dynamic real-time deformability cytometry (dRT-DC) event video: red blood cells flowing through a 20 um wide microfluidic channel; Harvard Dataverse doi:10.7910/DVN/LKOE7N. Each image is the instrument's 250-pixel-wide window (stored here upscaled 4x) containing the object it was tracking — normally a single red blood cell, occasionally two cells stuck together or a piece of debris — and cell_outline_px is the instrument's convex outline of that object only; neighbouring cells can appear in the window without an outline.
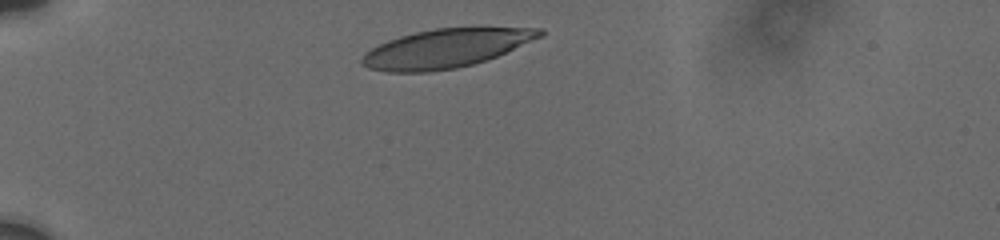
{"species": "human", "species_latin": "Homo sapiens", "temperature_condition": "cold", "stored_images_in_passage": 45, "camera_frame_rate_fps": 3000, "um_per_image_px": 0.085, "donor": {"sex": "male"}, "frame": {"image": 1, "passage_image": 1, "time_ms": 0.0, "image_size_px": [1000, 240], "cell_outline_px": [[544, 36], [496, 56], [472, 64], [456, 68], [428, 72], [388, 72], [368, 68], [360, 60], [372, 48], [388, 40], [400, 36], [416, 32], [436, 28], [544, 28]], "centroid_in_image_um": [37.92, 4.11], "position_along_channel_um": 47.1, "area_um2": 39.59}}
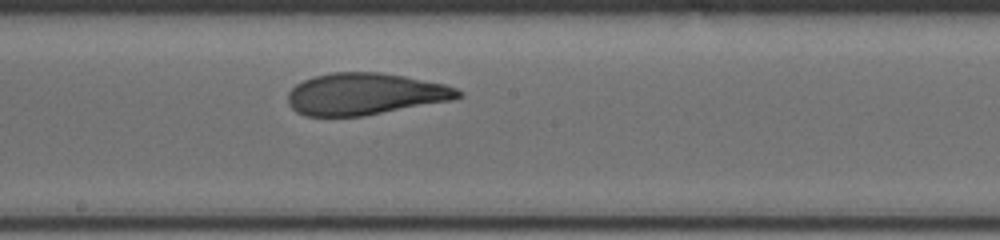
{"frame": {"image": 2, "passage_image": 27, "time_ms": 5.667, "image_size_px": [1000, 240], "cell_outline_px": [[464, 96], [452, 100], [364, 116], [304, 116], [296, 112], [288, 104], [288, 92], [296, 84], [312, 76], [332, 72], [380, 72], [404, 76], [444, 84], [456, 88], [464, 92]], "centroid_in_image_um": [31.02, 7.99], "position_along_channel_um": 217.2, "area_um2": 41.67}}
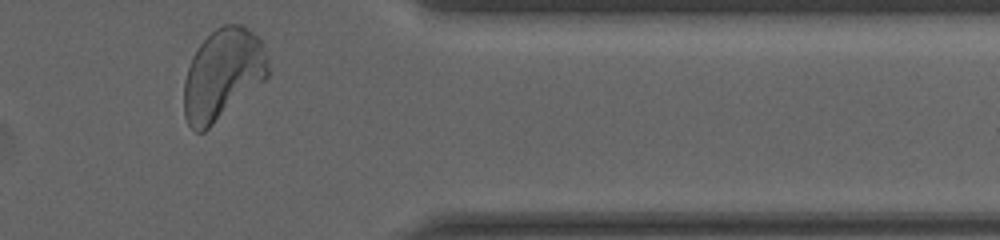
{"frame": {"image": 3, "passage_image": 45, "time_ms": 10.667, "image_size_px": [1000, 240], "cell_outline_px": [[268, 76], [264, 80], [204, 132], [196, 132], [188, 124], [184, 116], [184, 80], [192, 56], [200, 44], [216, 28], [224, 24], [240, 24], [248, 28], [260, 40], [268, 60]], "centroid_in_image_um": [18.91, 6.32], "position_along_channel_um": 392.5, "area_um2": 44.1}, "authors_computed_cell_mechanics": {"area_um2": 41.8472, "velocity_mm_per_s": 3.714, "shape_relaxation_time_tau1_ms": 4.7143, "shape_relaxation_time_tau2_ms": 1.0756, "deformation_change_tau1": 0.1887, "deformation_change_tau2": 0.0735}}